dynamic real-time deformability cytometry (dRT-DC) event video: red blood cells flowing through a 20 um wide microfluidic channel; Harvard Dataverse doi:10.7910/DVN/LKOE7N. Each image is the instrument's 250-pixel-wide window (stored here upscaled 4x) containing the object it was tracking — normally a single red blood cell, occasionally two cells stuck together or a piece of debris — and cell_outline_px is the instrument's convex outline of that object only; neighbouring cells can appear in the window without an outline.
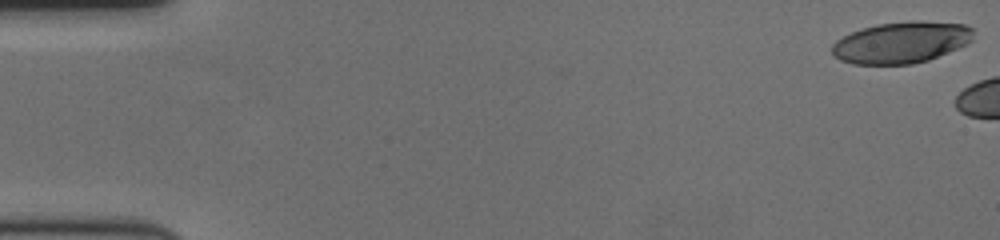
{"species": "human", "species_latin": "Homo sapiens", "temperature_condition": "cold", "stored_images_in_passage": 7, "camera_frame_rate_fps": 3000, "um_per_image_px": 0.085, "donor": {"sex": "female"}, "frame": {"image": 1, "passage_image": 1, "time_ms": 0.0, "image_size_px": [1000, 240], "cell_outline_px": [[972, 40], [968, 44], [928, 60], [912, 64], [852, 64], [840, 60], [832, 52], [832, 44], [836, 40], [852, 32], [876, 24], [908, 20], [920, 20], [964, 24], [972, 28]], "centroid_in_image_um": [76.62, 3.6], "position_along_channel_um": 8.4, "area_um2": 34.22}}